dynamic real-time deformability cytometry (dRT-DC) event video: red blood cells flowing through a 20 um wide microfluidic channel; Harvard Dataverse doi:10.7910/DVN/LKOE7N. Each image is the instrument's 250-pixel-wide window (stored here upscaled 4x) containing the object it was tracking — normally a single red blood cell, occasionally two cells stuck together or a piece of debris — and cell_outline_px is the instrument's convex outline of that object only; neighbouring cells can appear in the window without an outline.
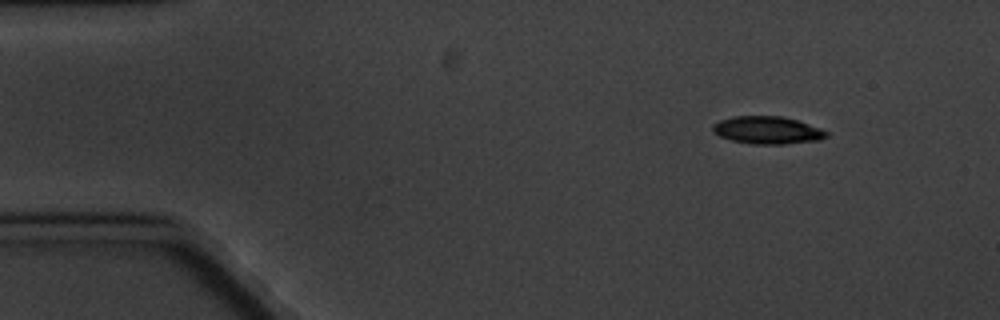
{"species": "common noctule bat (a hibernating species)", "species_latin": "Nyctalus noctula", "temperature_condition": "cold", "stored_images_in_passage": 5, "camera_frame_rate_fps": 3000, "um_per_image_px": 0.085, "animal": {"sex": "male", "body_mass_g": 20.1, "forearm_length_mm": 53.5}, "frame": {"image": 1, "passage_image": 1, "time_ms": 0.0, "image_size_px": [1000, 320], "cell_outline_px": [[828, 136], [820, 140], [784, 144], [752, 144], [732, 140], [720, 136], [712, 132], [712, 124], [720, 120], [732, 116], [784, 116], [820, 128], [828, 132]], "centroid_in_image_um": [65.21, 11.06], "position_along_channel_um": 19.8, "area_um2": 18.32}}
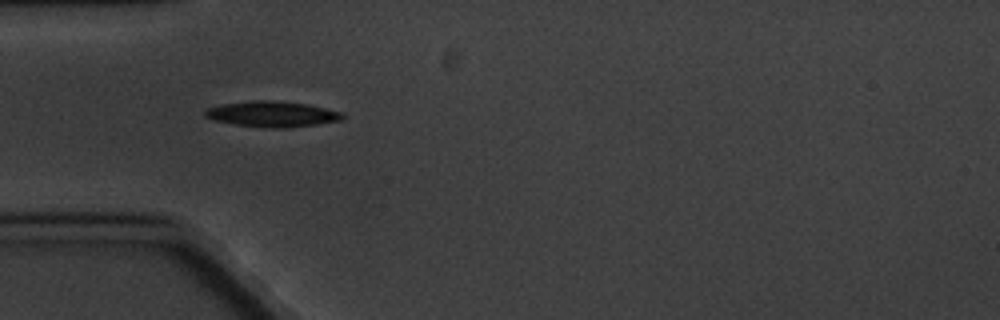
{"frame": {"image": 2, "passage_image": 4, "time_ms": 3.667, "image_size_px": [1000, 320], "cell_outline_px": [[344, 116], [340, 120], [316, 124], [276, 128], [236, 124], [212, 120], [204, 116], [204, 112], [208, 108], [220, 104], [252, 100], [276, 100], [308, 104], [344, 112]], "centroid_in_image_um": [23.12, 9.67], "position_along_channel_um": 61.9, "area_um2": 20.4}}